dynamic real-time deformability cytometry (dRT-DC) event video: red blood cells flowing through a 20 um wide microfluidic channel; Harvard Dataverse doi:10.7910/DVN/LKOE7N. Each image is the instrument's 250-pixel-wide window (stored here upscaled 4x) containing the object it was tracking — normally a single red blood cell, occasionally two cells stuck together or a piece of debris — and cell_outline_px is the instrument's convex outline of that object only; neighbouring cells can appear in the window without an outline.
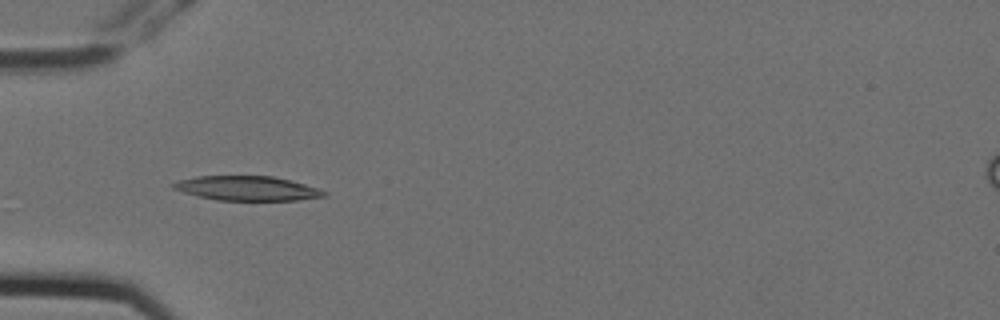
{"species": "Egyptian fruit bat (a non-hibernating species)", "species_latin": "Rousettus aegyptiacus", "temperature_condition": "cold", "stored_images_in_passage": 3, "camera_frame_rate_fps": 3000, "um_per_image_px": 0.085, "animal": {"sex": "female"}, "frame": {"image": 1, "passage_image": 2, "time_ms": 0.333, "image_size_px": [1000, 320], "cell_outline_px": [[328, 196], [296, 200], [216, 200], [196, 196], [172, 188], [172, 184], [176, 180], [196, 176], [272, 176], [320, 188], [328, 192]], "centroid_in_image_um": [21.0, 16.01], "position_along_channel_um": 64.0, "area_um2": 21.56}}
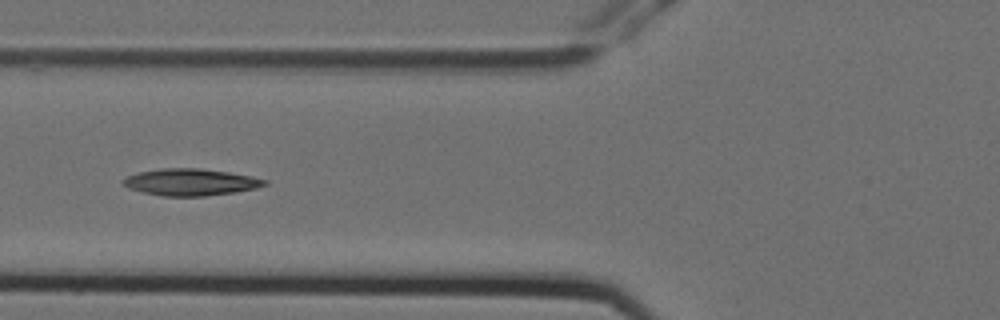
{"frame": {"image": 2, "passage_image": 3, "time_ms": 0.667, "image_size_px": [1000, 320], "cell_outline_px": [[268, 184], [256, 188], [236, 192], [204, 196], [164, 196], [144, 192], [128, 188], [120, 180], [128, 176], [140, 172], [160, 168], [200, 168], [228, 172], [252, 176], [268, 180]], "centroid_in_image_um": [16.23, 15.48], "position_along_channel_um": 109.6, "area_um2": 22.08}}